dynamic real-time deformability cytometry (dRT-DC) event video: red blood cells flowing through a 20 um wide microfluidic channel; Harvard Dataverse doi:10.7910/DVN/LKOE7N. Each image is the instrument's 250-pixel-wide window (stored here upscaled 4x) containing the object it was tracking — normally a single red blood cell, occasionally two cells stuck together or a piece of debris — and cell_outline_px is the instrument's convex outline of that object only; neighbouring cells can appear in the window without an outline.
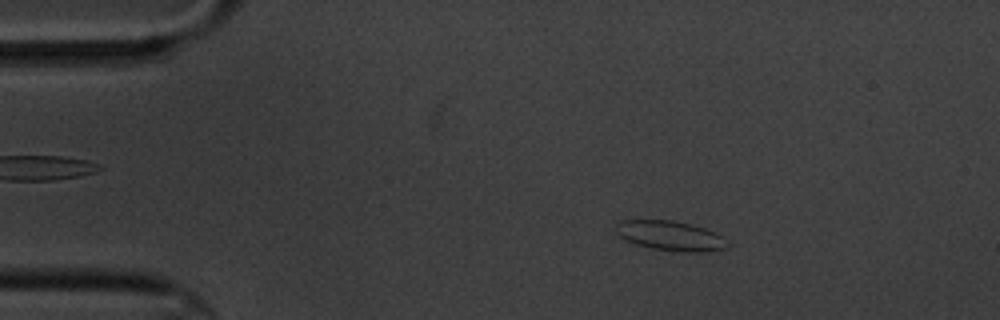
{"species": "common noctule bat (a hibernating species)", "species_latin": "Nyctalus noctula", "temperature_condition": "cold", "stored_images_in_passage": 5, "camera_frame_rate_fps": 3000, "um_per_image_px": 0.085, "animal": {"sex": "male", "body_mass_g": 20.1, "forearm_length_mm": 53.5}, "frame": {"image": 1, "passage_image": 3, "time_ms": 2.333, "image_size_px": [1000, 320], "cell_outline_px": [[728, 248], [708, 252], [680, 252], [652, 248], [636, 244], [624, 240], [616, 232], [616, 224], [620, 220], [672, 220], [692, 224], [704, 228], [720, 236], [728, 244]], "centroid_in_image_um": [56.96, 20.04], "position_along_channel_um": 28.0, "area_um2": 19.31}}